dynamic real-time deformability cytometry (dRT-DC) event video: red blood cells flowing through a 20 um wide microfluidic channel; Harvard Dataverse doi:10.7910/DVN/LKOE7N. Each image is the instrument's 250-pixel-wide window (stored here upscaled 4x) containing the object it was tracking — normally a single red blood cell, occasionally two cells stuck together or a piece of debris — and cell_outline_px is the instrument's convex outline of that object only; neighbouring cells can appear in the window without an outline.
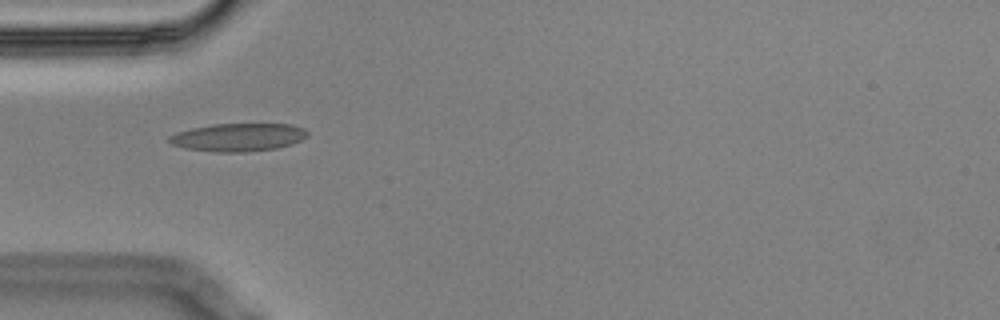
{"species": "Egyptian fruit bat (a non-hibernating species)", "species_latin": "Rousettus aegyptiacus", "temperature_condition": "cold", "stored_images_in_passage": 5, "camera_frame_rate_fps": 3000, "um_per_image_px": 0.085, "animal": {"sex": "male"}, "frame": {"image": 1, "passage_image": 5, "time_ms": 1.333, "image_size_px": [1000, 320], "cell_outline_px": [[308, 136], [292, 144], [276, 148], [244, 152], [216, 152], [184, 148], [172, 144], [168, 140], [168, 136], [176, 132], [192, 128], [212, 124], [292, 124], [304, 128], [308, 132]], "centroid_in_image_um": [20.25, 11.66], "position_along_channel_um": 64.8, "area_um2": 22.6}}